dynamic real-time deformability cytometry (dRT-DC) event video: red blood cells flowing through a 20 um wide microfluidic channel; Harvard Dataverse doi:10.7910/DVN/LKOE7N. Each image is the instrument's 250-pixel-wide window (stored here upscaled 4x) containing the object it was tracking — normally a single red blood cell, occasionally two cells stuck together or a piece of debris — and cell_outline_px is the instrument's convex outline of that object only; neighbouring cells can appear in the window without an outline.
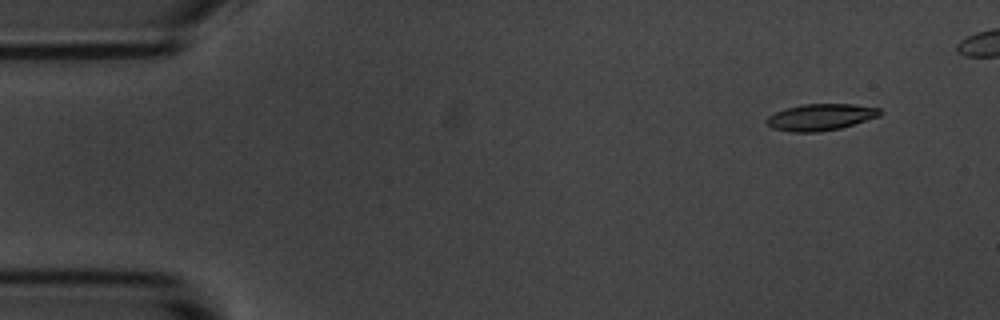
{"species": "common noctule bat (a hibernating species)", "species_latin": "Nyctalus noctula", "temperature_condition": "room temperature", "stored_images_in_passage": 46, "camera_frame_rate_fps": 3000, "um_per_image_px": 0.085, "animal": {"sex": "male", "body_mass_g": 20.1, "forearm_length_mm": 53.5}, "frame": {"image": 1, "passage_image": 1, "time_ms": 0.0, "image_size_px": [1000, 320], "cell_outline_px": [[884, 112], [880, 116], [840, 128], [816, 132], [788, 132], [772, 128], [764, 120], [768, 116], [776, 112], [788, 108], [804, 104], [852, 104], [880, 108]], "centroid_in_image_um": [69.76, 9.96], "position_along_channel_um": 15.2, "area_um2": 17.51}}
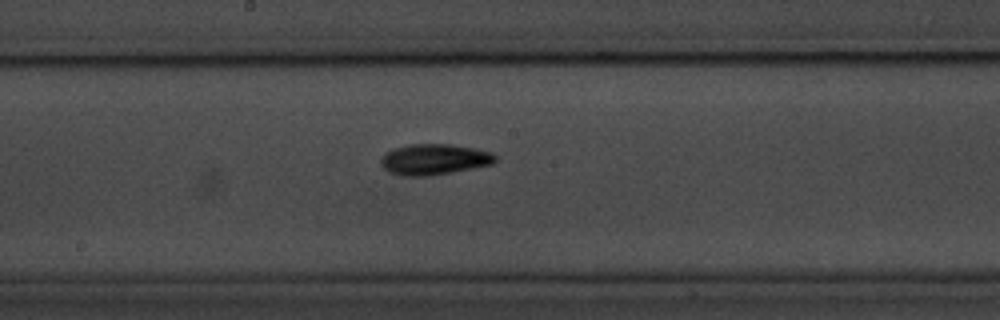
{"frame": {"image": 2, "passage_image": 25, "time_ms": 8.0, "image_size_px": [1000, 320], "cell_outline_px": [[496, 160], [492, 164], [428, 176], [404, 176], [388, 172], [380, 164], [380, 160], [384, 152], [392, 148], [408, 144], [448, 144], [476, 148], [492, 152], [496, 156]], "centroid_in_image_um": [36.85, 13.53], "position_along_channel_um": 211.3, "area_um2": 20.63}}
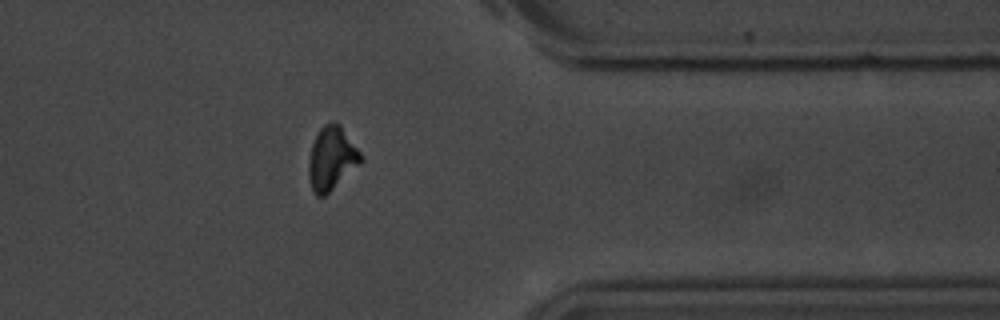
{"frame": {"image": 3, "passage_image": 40, "time_ms": 13.0, "image_size_px": [1000, 320], "cell_outline_px": [[364, 160], [360, 164], [324, 196], [316, 196], [312, 192], [308, 176], [308, 160], [312, 144], [320, 128], [324, 124], [332, 120], [340, 124], [364, 156]], "centroid_in_image_um": [28.19, 13.45], "position_along_channel_um": 383.2, "area_um2": 19.48}, "authors_computed_cell_mechanics": {"area_um2": 18.3804, "velocity_mm_per_s": 3.6905, "shape_relaxation_time_tau1_ms": 2.9528, "shape_relaxation_time_tau2_ms": 4.9038, "deformation_change_tau1": 0.1458, "deformation_change_tau2": 0.1215}}